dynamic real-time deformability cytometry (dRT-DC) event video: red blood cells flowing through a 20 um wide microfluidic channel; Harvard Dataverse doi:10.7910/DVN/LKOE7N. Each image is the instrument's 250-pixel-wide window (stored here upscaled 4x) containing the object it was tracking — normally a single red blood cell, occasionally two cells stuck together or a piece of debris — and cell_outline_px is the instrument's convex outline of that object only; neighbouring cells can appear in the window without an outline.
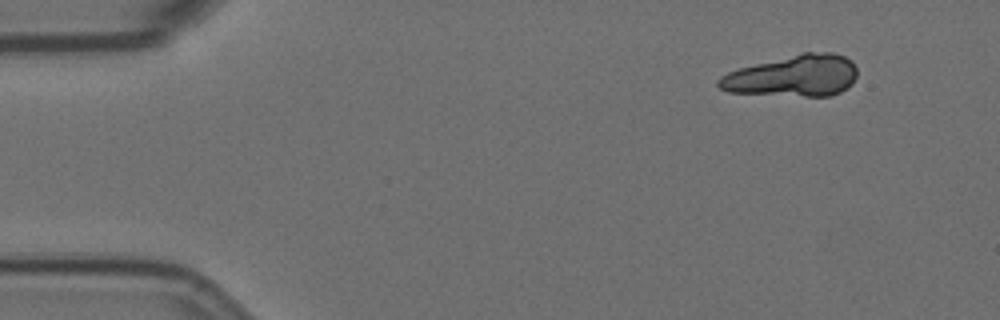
{"species": "Egyptian fruit bat (a non-hibernating species)", "species_latin": "Rousettus aegyptiacus", "temperature_condition": "room temperature", "stored_images_in_passage": 30, "camera_frame_rate_fps": 3000, "um_per_image_px": 0.085, "animal": {"sex": "female"}, "frame": {"image": 1, "passage_image": 1, "time_ms": 0.0, "image_size_px": [1000, 320], "cell_outline_px": [[856, 76], [852, 84], [848, 88], [832, 96], [804, 96], [728, 92], [720, 88], [716, 84], [716, 80], [720, 76], [728, 72], [740, 68], [804, 52], [832, 52], [844, 56], [852, 60], [856, 68]], "centroid_in_image_um": [67.44, 6.45], "position_along_channel_um": 17.6, "area_um2": 33.41}}